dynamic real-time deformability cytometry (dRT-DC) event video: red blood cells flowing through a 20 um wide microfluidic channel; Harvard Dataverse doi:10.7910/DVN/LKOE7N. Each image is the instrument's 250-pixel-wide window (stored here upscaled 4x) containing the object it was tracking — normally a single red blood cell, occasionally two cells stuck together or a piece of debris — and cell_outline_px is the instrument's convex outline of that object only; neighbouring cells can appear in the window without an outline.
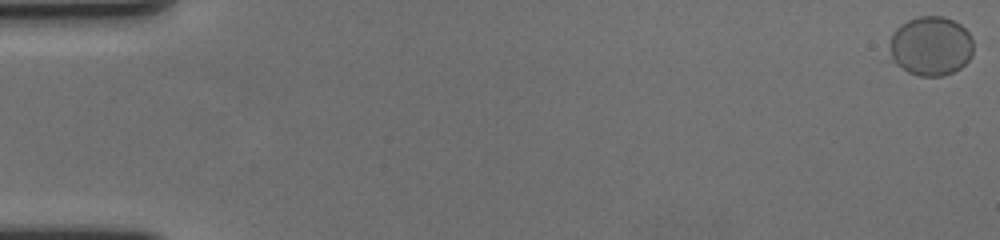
{"species": "human", "species_latin": "Homo sapiens", "temperature_condition": "cold", "stored_images_in_passage": 60, "camera_frame_rate_fps": 3000, "um_per_image_px": 0.085, "donor": {"sex": "female"}, "frame": {"image": 1, "passage_image": 1, "time_ms": 0.0, "image_size_px": [1000, 240], "cell_outline_px": [[980, 40], [972, 56], [960, 68], [944, 76], [920, 76], [908, 72], [888, 60], [888, 56], [892, 32], [900, 24], [908, 20], [920, 16], [944, 16], [960, 24]], "centroid_in_image_um": [79.17, 3.91], "position_along_channel_um": 5.8, "area_um2": 30.17}}
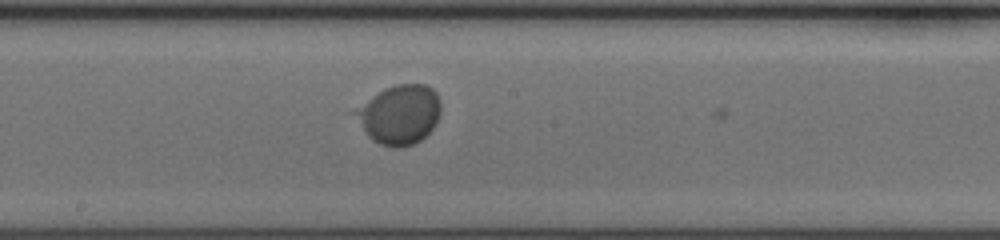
{"frame": {"image": 2, "passage_image": 34, "time_ms": 11.0, "image_size_px": [1000, 240], "cell_outline_px": [[440, 112], [436, 124], [420, 140], [412, 144], [400, 148], [392, 148], [380, 144], [372, 140], [368, 136], [352, 112], [356, 108], [372, 96], [384, 88], [396, 84], [424, 84], [432, 88], [436, 92], [440, 100]], "centroid_in_image_um": [33.95, 9.73], "position_along_channel_um": 214.2, "area_um2": 29.54}}
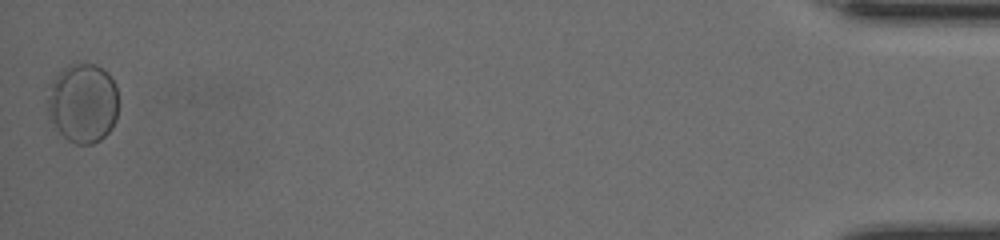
{"frame": {"image": 3, "passage_image": 60, "time_ms": 19.667, "image_size_px": [1000, 240], "cell_outline_px": [[116, 120], [112, 128], [100, 140], [92, 144], [76, 144], [68, 140], [60, 132], [48, 116], [44, 100], [48, 84], [68, 64], [76, 60], [96, 64], [104, 68], [108, 72], [116, 84]], "centroid_in_image_um": [6.99, 8.7], "position_along_channel_um": 428.2, "area_um2": 33.76}, "authors_computed_cell_mechanics": {"area_um2": 29.6514, "velocity_mm_per_s": 3.5312, "shape_relaxation_time_tau1_ms": 2.5704, "shape_relaxation_time_tau2_ms": null, "deformation_change_tau1": 0.0527, "deformation_change_tau2": null}}